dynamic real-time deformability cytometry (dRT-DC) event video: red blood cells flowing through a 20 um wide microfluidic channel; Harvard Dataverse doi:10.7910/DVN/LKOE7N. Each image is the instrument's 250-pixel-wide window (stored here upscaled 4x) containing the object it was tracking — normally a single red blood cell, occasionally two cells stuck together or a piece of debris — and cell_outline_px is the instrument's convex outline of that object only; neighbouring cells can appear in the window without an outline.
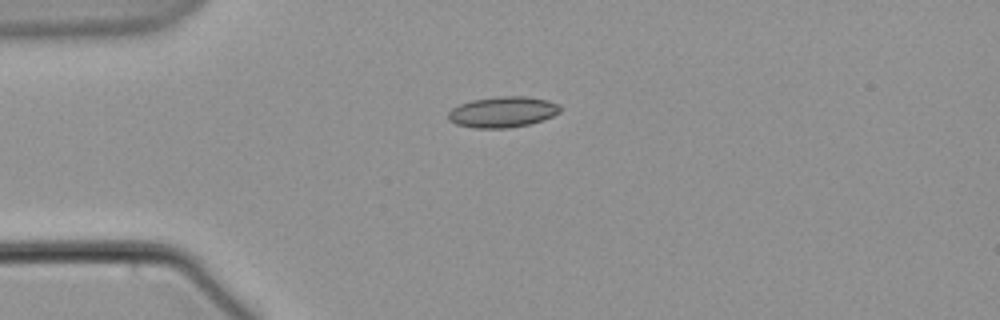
{"species": "common noctule bat (a hibernating species)", "species_latin": "Nyctalus noctula", "temperature_condition": "warm", "stored_images_in_passage": 2, "camera_frame_rate_fps": 3000, "um_per_image_px": 0.085, "animal": {"sex": "male", "body_mass_g": 21.5, "forearm_length_mm": 52.0}, "frame": {"image": 1, "passage_image": 1, "time_ms": 0.0, "image_size_px": [1000, 320], "cell_outline_px": [[564, 108], [560, 112], [544, 120], [528, 124], [504, 128], [476, 128], [456, 124], [448, 120], [448, 112], [452, 108], [460, 104], [472, 100], [500, 96], [524, 96], [548, 100], [560, 104]], "centroid_in_image_um": [42.76, 9.51], "position_along_channel_um": 42.2, "area_um2": 20.17}}